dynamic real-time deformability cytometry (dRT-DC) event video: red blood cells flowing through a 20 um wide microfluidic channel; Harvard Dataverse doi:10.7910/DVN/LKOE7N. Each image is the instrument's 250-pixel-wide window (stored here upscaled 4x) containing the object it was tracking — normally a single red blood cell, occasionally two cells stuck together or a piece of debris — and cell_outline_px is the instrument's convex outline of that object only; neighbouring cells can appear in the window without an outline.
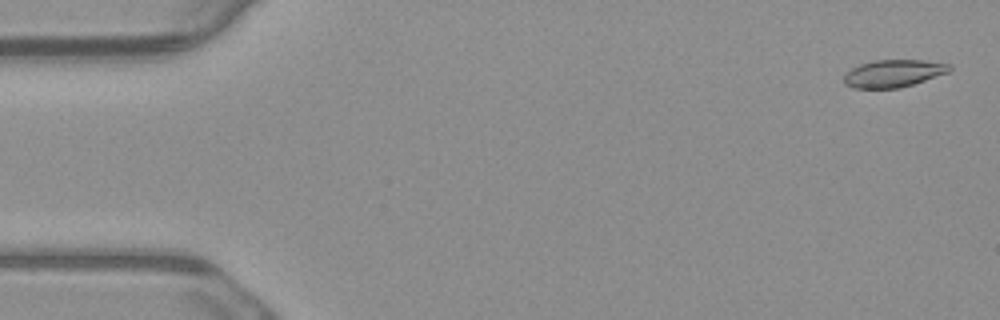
{"species": "common noctule bat (a hibernating species)", "species_latin": "Nyctalus noctula", "temperature_condition": "warm", "stored_images_in_passage": 4, "camera_frame_rate_fps": 3000, "um_per_image_px": 0.085, "animal": {"sex": "male", "body_mass_g": 23.1, "forearm_length_mm": 52.7}, "frame": {"image": 1, "passage_image": 1, "time_ms": 0.0, "image_size_px": [1000, 320], "cell_outline_px": [[952, 68], [948, 72], [900, 88], [852, 88], [844, 84], [844, 76], [852, 68], [860, 64], [872, 60], [924, 60], [952, 64]], "centroid_in_image_um": [75.94, 6.23], "position_along_channel_um": 9.1, "area_um2": 16.82}}
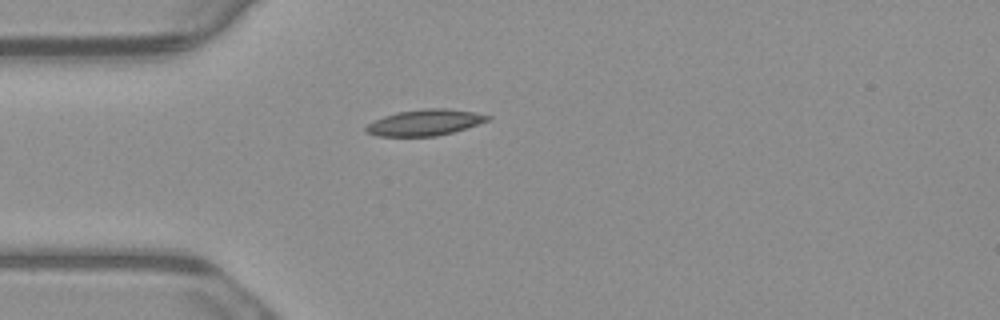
{"frame": {"image": 2, "passage_image": 4, "time_ms": 1.0, "image_size_px": [1000, 320], "cell_outline_px": [[492, 120], [452, 132], [436, 136], [376, 136], [364, 132], [364, 128], [368, 124], [384, 116], [396, 112], [424, 108], [448, 108], [476, 112], [492, 116]], "centroid_in_image_um": [36.14, 10.4], "position_along_channel_um": 48.9, "area_um2": 18.67}}